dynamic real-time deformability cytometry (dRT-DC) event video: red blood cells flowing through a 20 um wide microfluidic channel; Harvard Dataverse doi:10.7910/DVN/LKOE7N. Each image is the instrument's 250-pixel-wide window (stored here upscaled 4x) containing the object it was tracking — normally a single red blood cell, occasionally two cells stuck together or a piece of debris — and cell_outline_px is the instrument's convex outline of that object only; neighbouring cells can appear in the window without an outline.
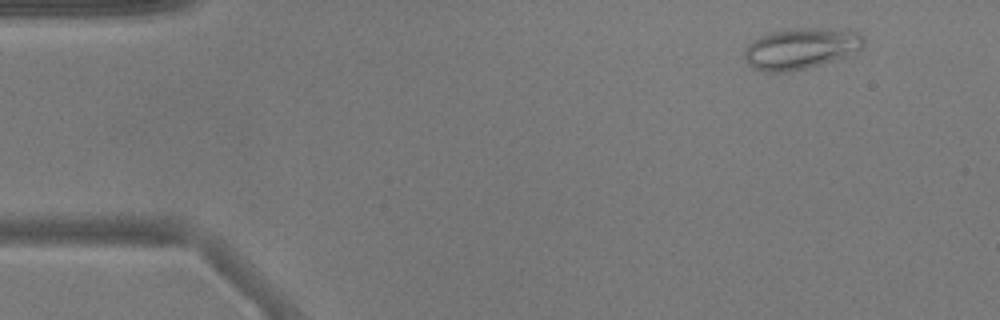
{"species": "common noctule bat (a hibernating species)", "species_latin": "Nyctalus noctula", "temperature_condition": "warm", "stored_images_in_passage": 48, "camera_frame_rate_fps": 3000, "um_per_image_px": 0.085, "animal": {"sex": "male", "body_mass_g": 17.9}, "frame": {"image": 1, "passage_image": 1, "time_ms": 0.0, "image_size_px": [1000, 320], "cell_outline_px": [[864, 44], [860, 48], [844, 56], [804, 68], [788, 72], [768, 72], [752, 68], [748, 64], [744, 56], [744, 48], [748, 44], [760, 36], [768, 32], [792, 28], [856, 28], [864, 36]], "centroid_in_image_um": [68.07, 4.08], "position_along_channel_um": 16.9, "area_um2": 28.73}}
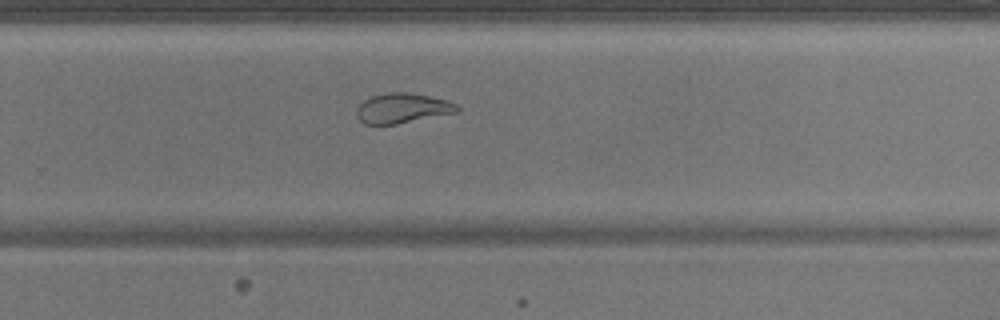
{"frame": {"image": 2, "passage_image": 30, "time_ms": 9.667, "image_size_px": [1000, 320], "cell_outline_px": [[460, 112], [396, 124], [364, 124], [356, 116], [356, 108], [364, 100], [372, 96], [388, 92], [408, 92], [448, 100], [456, 104], [460, 108]], "centroid_in_image_um": [34.22, 9.2], "position_along_channel_um": 295.6, "area_um2": 17.63}}
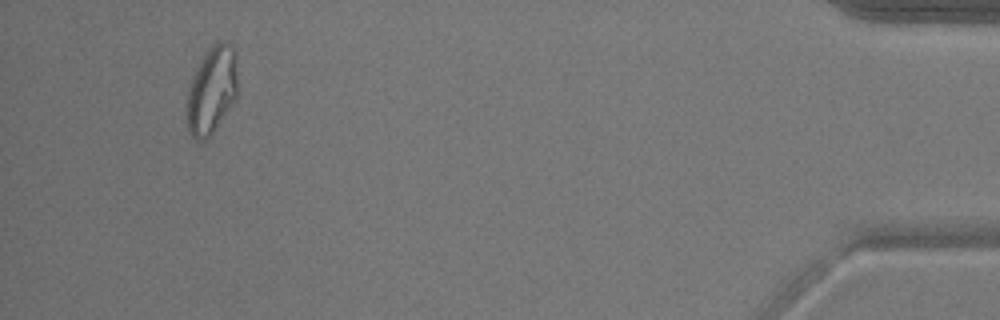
{"frame": {"image": 3, "passage_image": 45, "time_ms": 14.667, "image_size_px": [1000, 320], "cell_outline_px": [[236, 100], [212, 132], [204, 140], [196, 140], [188, 132], [184, 108], [188, 88], [196, 68], [204, 52], [208, 48], [220, 40], [224, 40], [232, 48], [236, 56]], "centroid_in_image_um": [17.95, 7.68], "position_along_channel_um": 417.3, "area_um2": 26.13}, "authors_computed_cell_mechanics": {"area_um2": 22.5709, "velocity_mm_per_s": 3.8626, "shape_relaxation_time_tau1_ms": null, "shape_relaxation_time_tau2_ms": 1.2051, "deformation_change_tau1": null, "deformation_change_tau2": 0.0717}}